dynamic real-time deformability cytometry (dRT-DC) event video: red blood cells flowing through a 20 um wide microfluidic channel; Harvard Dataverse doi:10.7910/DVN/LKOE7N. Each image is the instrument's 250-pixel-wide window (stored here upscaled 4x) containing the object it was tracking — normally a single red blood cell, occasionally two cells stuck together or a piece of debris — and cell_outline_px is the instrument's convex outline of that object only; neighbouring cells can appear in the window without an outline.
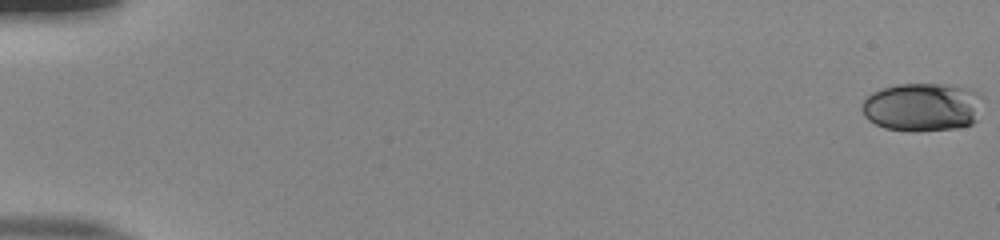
{"species": "human", "species_latin": "Homo sapiens", "temperature_condition": "room temperature", "stored_images_in_passage": 54, "camera_frame_rate_fps": 3000, "um_per_image_px": 0.085, "donor": {"sex": "male"}, "frame": {"image": 1, "passage_image": 1, "time_ms": 0.0, "image_size_px": [1000, 240], "cell_outline_px": [[984, 96], [976, 120], [972, 124], [956, 128], [916, 132], [912, 132], [884, 128], [868, 120], [864, 116], [860, 108], [864, 100], [872, 92], [880, 88], [896, 84], [944, 84], [968, 88], [980, 92]], "centroid_in_image_um": [78.4, 9.1], "position_along_channel_um": 6.6, "area_um2": 34.74}}
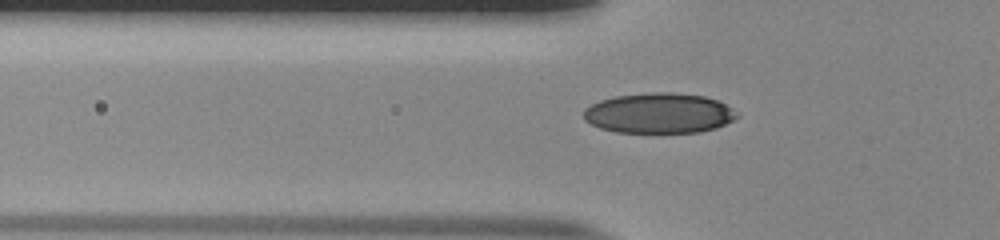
{"frame": {"image": 2, "passage_image": 20, "time_ms": 6.333, "image_size_px": [1000, 240], "cell_outline_px": [[740, 116], [716, 128], [700, 132], [616, 132], [600, 128], [584, 120], [584, 108], [600, 100], [616, 96], [652, 92], [672, 92], [704, 96], [716, 100], [740, 112]], "centroid_in_image_um": [56.03, 9.62], "position_along_channel_um": 69.8, "area_um2": 35.95}}
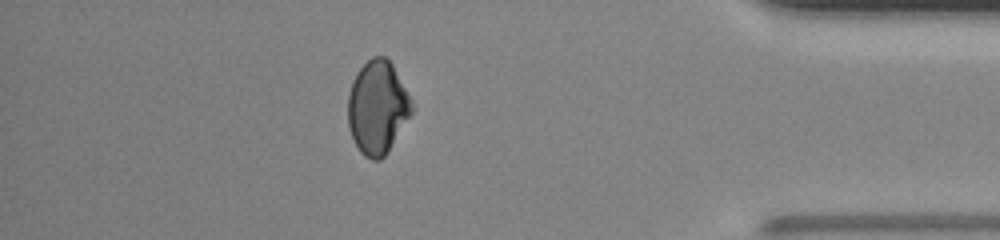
{"frame": {"image": 3, "passage_image": 48, "time_ms": 15.667, "image_size_px": [1000, 240], "cell_outline_px": [[412, 112], [388, 152], [380, 160], [372, 160], [364, 156], [360, 152], [352, 136], [348, 124], [348, 96], [352, 80], [356, 72], [372, 56], [384, 56], [392, 64], [412, 100]], "centroid_in_image_um": [32.07, 9.13], "position_along_channel_um": 403.1, "area_um2": 34.51}, "authors_computed_cell_mechanics": {"area_um2": 34.3621, "velocity_mm_per_s": 3.9313, "shape_relaxation_time_tau1_ms": 4.9392, "shape_relaxation_time_tau2_ms": 2.23, "deformation_change_tau1": 0.1426, "deformation_change_tau2": 0.0633}}